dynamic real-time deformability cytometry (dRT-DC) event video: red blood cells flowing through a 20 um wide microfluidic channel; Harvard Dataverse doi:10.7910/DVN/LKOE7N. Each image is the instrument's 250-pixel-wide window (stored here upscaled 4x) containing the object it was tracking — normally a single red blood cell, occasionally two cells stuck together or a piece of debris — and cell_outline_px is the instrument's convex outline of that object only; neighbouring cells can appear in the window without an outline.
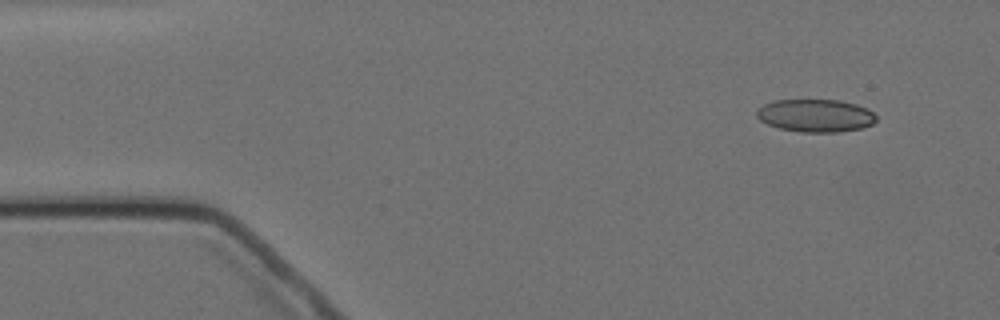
{"species": "Egyptian fruit bat (a non-hibernating species)", "species_latin": "Rousettus aegyptiacus", "temperature_condition": "cold", "stored_images_in_passage": 4, "camera_frame_rate_fps": 3000, "um_per_image_px": 0.085, "animal": {"sex": "female"}, "frame": {"image": 1, "passage_image": 1, "time_ms": 0.0, "image_size_px": [1000, 320], "cell_outline_px": [[876, 120], [872, 124], [860, 128], [840, 132], [800, 132], [780, 128], [768, 124], [760, 120], [756, 116], [756, 112], [764, 104], [772, 100], [840, 100], [856, 104], [872, 112], [876, 116]], "centroid_in_image_um": [69.3, 9.82], "position_along_channel_um": 15.7, "area_um2": 22.72}}
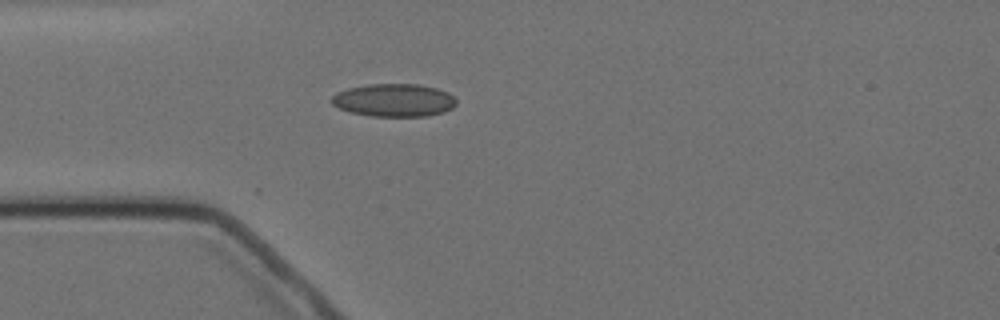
{"frame": {"image": 2, "passage_image": 4, "time_ms": 3.333, "image_size_px": [1000, 320], "cell_outline_px": [[456, 104], [452, 108], [444, 112], [428, 116], [372, 116], [352, 112], [340, 108], [332, 104], [328, 100], [336, 92], [348, 88], [368, 84], [420, 84], [436, 88], [448, 92], [456, 100]], "centroid_in_image_um": [33.48, 8.51], "position_along_channel_um": 51.5, "area_um2": 23.99}}